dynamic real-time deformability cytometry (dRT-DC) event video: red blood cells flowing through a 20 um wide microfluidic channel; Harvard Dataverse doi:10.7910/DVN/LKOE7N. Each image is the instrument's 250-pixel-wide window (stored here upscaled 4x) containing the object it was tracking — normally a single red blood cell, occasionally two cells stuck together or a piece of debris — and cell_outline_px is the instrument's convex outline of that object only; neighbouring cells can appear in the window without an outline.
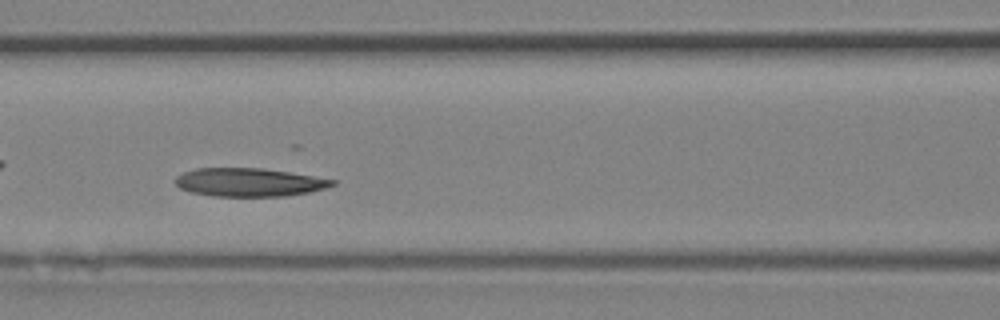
{"species": "Egyptian fruit bat (a non-hibernating species)", "species_latin": "Rousettus aegyptiacus", "temperature_condition": "room temperature", "stored_images_in_passage": 34, "camera_frame_rate_fps": 3000, "um_per_image_px": 0.085, "animal": {"sex": "female"}, "frame": {"image": 1, "passage_image": 15, "time_ms": 4.667, "image_size_px": [1000, 320], "cell_outline_px": [[336, 184], [324, 188], [308, 192], [284, 196], [212, 196], [192, 192], [180, 188], [176, 184], [176, 176], [184, 172], [196, 168], [264, 168], [336, 180]], "centroid_in_image_um": [21.16, 15.49], "position_along_channel_um": 145.4, "area_um2": 25.72}}